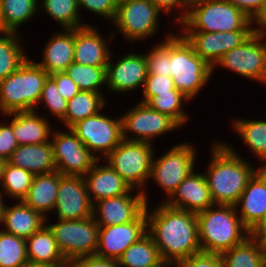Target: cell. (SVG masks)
I'll list each match as a JSON object with an SVG mask.
<instances>
[{
	"mask_svg": "<svg viewBox=\"0 0 266 267\" xmlns=\"http://www.w3.org/2000/svg\"><path fill=\"white\" fill-rule=\"evenodd\" d=\"M150 209V210H149ZM147 232L163 261L177 264L201 252L197 215L160 202L156 208L146 205Z\"/></svg>",
	"mask_w": 266,
	"mask_h": 267,
	"instance_id": "cell-1",
	"label": "cell"
},
{
	"mask_svg": "<svg viewBox=\"0 0 266 267\" xmlns=\"http://www.w3.org/2000/svg\"><path fill=\"white\" fill-rule=\"evenodd\" d=\"M210 148L211 159L204 175L212 200L215 205L235 206L249 180L261 167L256 168L227 141L218 140Z\"/></svg>",
	"mask_w": 266,
	"mask_h": 267,
	"instance_id": "cell-2",
	"label": "cell"
},
{
	"mask_svg": "<svg viewBox=\"0 0 266 267\" xmlns=\"http://www.w3.org/2000/svg\"><path fill=\"white\" fill-rule=\"evenodd\" d=\"M196 215L202 252L221 254L251 234L233 205H214Z\"/></svg>",
	"mask_w": 266,
	"mask_h": 267,
	"instance_id": "cell-3",
	"label": "cell"
},
{
	"mask_svg": "<svg viewBox=\"0 0 266 267\" xmlns=\"http://www.w3.org/2000/svg\"><path fill=\"white\" fill-rule=\"evenodd\" d=\"M49 74L29 58L19 68L0 80V114L34 111Z\"/></svg>",
	"mask_w": 266,
	"mask_h": 267,
	"instance_id": "cell-4",
	"label": "cell"
},
{
	"mask_svg": "<svg viewBox=\"0 0 266 267\" xmlns=\"http://www.w3.org/2000/svg\"><path fill=\"white\" fill-rule=\"evenodd\" d=\"M179 32H232L252 30L250 19L227 0H202L190 5Z\"/></svg>",
	"mask_w": 266,
	"mask_h": 267,
	"instance_id": "cell-5",
	"label": "cell"
},
{
	"mask_svg": "<svg viewBox=\"0 0 266 267\" xmlns=\"http://www.w3.org/2000/svg\"><path fill=\"white\" fill-rule=\"evenodd\" d=\"M171 77L175 88L193 101L212 78L209 66L180 33L171 35Z\"/></svg>",
	"mask_w": 266,
	"mask_h": 267,
	"instance_id": "cell-6",
	"label": "cell"
},
{
	"mask_svg": "<svg viewBox=\"0 0 266 267\" xmlns=\"http://www.w3.org/2000/svg\"><path fill=\"white\" fill-rule=\"evenodd\" d=\"M154 145L145 141L122 139L103 161L113 168L133 189L143 192L148 205L149 193L145 189L150 180Z\"/></svg>",
	"mask_w": 266,
	"mask_h": 267,
	"instance_id": "cell-7",
	"label": "cell"
},
{
	"mask_svg": "<svg viewBox=\"0 0 266 267\" xmlns=\"http://www.w3.org/2000/svg\"><path fill=\"white\" fill-rule=\"evenodd\" d=\"M160 16L162 12L150 0L121 1L111 23L117 29L112 31V35L115 37L116 33H121L129 43L152 38L160 31Z\"/></svg>",
	"mask_w": 266,
	"mask_h": 267,
	"instance_id": "cell-8",
	"label": "cell"
},
{
	"mask_svg": "<svg viewBox=\"0 0 266 267\" xmlns=\"http://www.w3.org/2000/svg\"><path fill=\"white\" fill-rule=\"evenodd\" d=\"M47 223L57 246L70 264L72 261L96 254L98 247L99 225L93 216L82 220H60Z\"/></svg>",
	"mask_w": 266,
	"mask_h": 267,
	"instance_id": "cell-9",
	"label": "cell"
},
{
	"mask_svg": "<svg viewBox=\"0 0 266 267\" xmlns=\"http://www.w3.org/2000/svg\"><path fill=\"white\" fill-rule=\"evenodd\" d=\"M196 156V147L190 142L176 144L157 158L154 152L150 179L155 181L153 183L167 196L161 202L168 200L179 184L196 168Z\"/></svg>",
	"mask_w": 266,
	"mask_h": 267,
	"instance_id": "cell-10",
	"label": "cell"
},
{
	"mask_svg": "<svg viewBox=\"0 0 266 267\" xmlns=\"http://www.w3.org/2000/svg\"><path fill=\"white\" fill-rule=\"evenodd\" d=\"M103 110L70 128L98 160H103L122 140L121 115L113 119L102 114Z\"/></svg>",
	"mask_w": 266,
	"mask_h": 267,
	"instance_id": "cell-11",
	"label": "cell"
},
{
	"mask_svg": "<svg viewBox=\"0 0 266 267\" xmlns=\"http://www.w3.org/2000/svg\"><path fill=\"white\" fill-rule=\"evenodd\" d=\"M122 139L152 143L181 127L169 116L155 111L146 103L138 102L121 115ZM130 134V135H129Z\"/></svg>",
	"mask_w": 266,
	"mask_h": 267,
	"instance_id": "cell-12",
	"label": "cell"
},
{
	"mask_svg": "<svg viewBox=\"0 0 266 267\" xmlns=\"http://www.w3.org/2000/svg\"><path fill=\"white\" fill-rule=\"evenodd\" d=\"M266 37L252 35L242 45L226 52L212 68L224 67L249 81L266 86ZM218 66V67H217Z\"/></svg>",
	"mask_w": 266,
	"mask_h": 267,
	"instance_id": "cell-13",
	"label": "cell"
},
{
	"mask_svg": "<svg viewBox=\"0 0 266 267\" xmlns=\"http://www.w3.org/2000/svg\"><path fill=\"white\" fill-rule=\"evenodd\" d=\"M54 161L62 175L84 176L98 160L71 129L52 131Z\"/></svg>",
	"mask_w": 266,
	"mask_h": 267,
	"instance_id": "cell-14",
	"label": "cell"
},
{
	"mask_svg": "<svg viewBox=\"0 0 266 267\" xmlns=\"http://www.w3.org/2000/svg\"><path fill=\"white\" fill-rule=\"evenodd\" d=\"M111 52L106 66V88L113 94H124L143 88L147 77V59L145 54L128 53L113 61Z\"/></svg>",
	"mask_w": 266,
	"mask_h": 267,
	"instance_id": "cell-15",
	"label": "cell"
},
{
	"mask_svg": "<svg viewBox=\"0 0 266 267\" xmlns=\"http://www.w3.org/2000/svg\"><path fill=\"white\" fill-rule=\"evenodd\" d=\"M60 220H82L93 216V204L82 176L62 175L53 209Z\"/></svg>",
	"mask_w": 266,
	"mask_h": 267,
	"instance_id": "cell-16",
	"label": "cell"
},
{
	"mask_svg": "<svg viewBox=\"0 0 266 267\" xmlns=\"http://www.w3.org/2000/svg\"><path fill=\"white\" fill-rule=\"evenodd\" d=\"M147 233L145 210L132 222L99 228L96 256L118 260L124 251Z\"/></svg>",
	"mask_w": 266,
	"mask_h": 267,
	"instance_id": "cell-17",
	"label": "cell"
},
{
	"mask_svg": "<svg viewBox=\"0 0 266 267\" xmlns=\"http://www.w3.org/2000/svg\"><path fill=\"white\" fill-rule=\"evenodd\" d=\"M199 55L212 68L228 51L242 45L253 34L252 30L232 32H179Z\"/></svg>",
	"mask_w": 266,
	"mask_h": 267,
	"instance_id": "cell-18",
	"label": "cell"
},
{
	"mask_svg": "<svg viewBox=\"0 0 266 267\" xmlns=\"http://www.w3.org/2000/svg\"><path fill=\"white\" fill-rule=\"evenodd\" d=\"M131 189L127 194L101 199L93 204V217L99 227L134 221L146 208L142 191Z\"/></svg>",
	"mask_w": 266,
	"mask_h": 267,
	"instance_id": "cell-19",
	"label": "cell"
},
{
	"mask_svg": "<svg viewBox=\"0 0 266 267\" xmlns=\"http://www.w3.org/2000/svg\"><path fill=\"white\" fill-rule=\"evenodd\" d=\"M242 224L253 233L265 222L266 168H260L249 180L235 205Z\"/></svg>",
	"mask_w": 266,
	"mask_h": 267,
	"instance_id": "cell-20",
	"label": "cell"
},
{
	"mask_svg": "<svg viewBox=\"0 0 266 267\" xmlns=\"http://www.w3.org/2000/svg\"><path fill=\"white\" fill-rule=\"evenodd\" d=\"M108 38L92 24L74 29V62L93 67H106L111 55L109 42L114 36ZM106 38V39H105Z\"/></svg>",
	"mask_w": 266,
	"mask_h": 267,
	"instance_id": "cell-21",
	"label": "cell"
},
{
	"mask_svg": "<svg viewBox=\"0 0 266 267\" xmlns=\"http://www.w3.org/2000/svg\"><path fill=\"white\" fill-rule=\"evenodd\" d=\"M196 168L179 184L173 195L165 201L173 208L199 213L214 206L204 173Z\"/></svg>",
	"mask_w": 266,
	"mask_h": 267,
	"instance_id": "cell-22",
	"label": "cell"
},
{
	"mask_svg": "<svg viewBox=\"0 0 266 267\" xmlns=\"http://www.w3.org/2000/svg\"><path fill=\"white\" fill-rule=\"evenodd\" d=\"M101 162L97 160L83 176L92 204L101 199L125 195L132 189L113 168Z\"/></svg>",
	"mask_w": 266,
	"mask_h": 267,
	"instance_id": "cell-23",
	"label": "cell"
},
{
	"mask_svg": "<svg viewBox=\"0 0 266 267\" xmlns=\"http://www.w3.org/2000/svg\"><path fill=\"white\" fill-rule=\"evenodd\" d=\"M11 118V126L19 145L43 144L51 140L53 125L50 119L36 111L12 112L2 115Z\"/></svg>",
	"mask_w": 266,
	"mask_h": 267,
	"instance_id": "cell-24",
	"label": "cell"
},
{
	"mask_svg": "<svg viewBox=\"0 0 266 267\" xmlns=\"http://www.w3.org/2000/svg\"><path fill=\"white\" fill-rule=\"evenodd\" d=\"M38 63L49 75L63 72L74 62V29H63L50 36Z\"/></svg>",
	"mask_w": 266,
	"mask_h": 267,
	"instance_id": "cell-25",
	"label": "cell"
},
{
	"mask_svg": "<svg viewBox=\"0 0 266 267\" xmlns=\"http://www.w3.org/2000/svg\"><path fill=\"white\" fill-rule=\"evenodd\" d=\"M7 162L33 175L57 171L51 141L43 144L19 145Z\"/></svg>",
	"mask_w": 266,
	"mask_h": 267,
	"instance_id": "cell-26",
	"label": "cell"
},
{
	"mask_svg": "<svg viewBox=\"0 0 266 267\" xmlns=\"http://www.w3.org/2000/svg\"><path fill=\"white\" fill-rule=\"evenodd\" d=\"M45 224L46 218L23 201H16L12 206L5 205L0 223L3 231L24 239L29 238Z\"/></svg>",
	"mask_w": 266,
	"mask_h": 267,
	"instance_id": "cell-27",
	"label": "cell"
},
{
	"mask_svg": "<svg viewBox=\"0 0 266 267\" xmlns=\"http://www.w3.org/2000/svg\"><path fill=\"white\" fill-rule=\"evenodd\" d=\"M59 181V171L34 175L31 187L22 201L34 211L41 213L48 221L51 215L49 212H53L57 201Z\"/></svg>",
	"mask_w": 266,
	"mask_h": 267,
	"instance_id": "cell-28",
	"label": "cell"
},
{
	"mask_svg": "<svg viewBox=\"0 0 266 267\" xmlns=\"http://www.w3.org/2000/svg\"><path fill=\"white\" fill-rule=\"evenodd\" d=\"M28 263L42 265H69L61 254L50 228L45 224L26 239Z\"/></svg>",
	"mask_w": 266,
	"mask_h": 267,
	"instance_id": "cell-29",
	"label": "cell"
},
{
	"mask_svg": "<svg viewBox=\"0 0 266 267\" xmlns=\"http://www.w3.org/2000/svg\"><path fill=\"white\" fill-rule=\"evenodd\" d=\"M220 255L224 267H264L266 250L251 233L241 243Z\"/></svg>",
	"mask_w": 266,
	"mask_h": 267,
	"instance_id": "cell-30",
	"label": "cell"
},
{
	"mask_svg": "<svg viewBox=\"0 0 266 267\" xmlns=\"http://www.w3.org/2000/svg\"><path fill=\"white\" fill-rule=\"evenodd\" d=\"M231 126L234 133L238 134L255 155L254 157L257 156L260 167L266 168V119L245 120L237 117L232 121Z\"/></svg>",
	"mask_w": 266,
	"mask_h": 267,
	"instance_id": "cell-31",
	"label": "cell"
},
{
	"mask_svg": "<svg viewBox=\"0 0 266 267\" xmlns=\"http://www.w3.org/2000/svg\"><path fill=\"white\" fill-rule=\"evenodd\" d=\"M106 101L107 97L101 93L79 91L68 101L66 114L59 123L70 129L79 121L100 112L108 104Z\"/></svg>",
	"mask_w": 266,
	"mask_h": 267,
	"instance_id": "cell-32",
	"label": "cell"
},
{
	"mask_svg": "<svg viewBox=\"0 0 266 267\" xmlns=\"http://www.w3.org/2000/svg\"><path fill=\"white\" fill-rule=\"evenodd\" d=\"M0 8L2 32L19 33L22 24L40 14L39 0H0Z\"/></svg>",
	"mask_w": 266,
	"mask_h": 267,
	"instance_id": "cell-33",
	"label": "cell"
},
{
	"mask_svg": "<svg viewBox=\"0 0 266 267\" xmlns=\"http://www.w3.org/2000/svg\"><path fill=\"white\" fill-rule=\"evenodd\" d=\"M162 261L159 250L148 232L130 245L118 259L120 267H154Z\"/></svg>",
	"mask_w": 266,
	"mask_h": 267,
	"instance_id": "cell-34",
	"label": "cell"
},
{
	"mask_svg": "<svg viewBox=\"0 0 266 267\" xmlns=\"http://www.w3.org/2000/svg\"><path fill=\"white\" fill-rule=\"evenodd\" d=\"M39 10V13L42 11L48 14L62 29H76L88 25L81 19L78 0H39Z\"/></svg>",
	"mask_w": 266,
	"mask_h": 267,
	"instance_id": "cell-35",
	"label": "cell"
},
{
	"mask_svg": "<svg viewBox=\"0 0 266 267\" xmlns=\"http://www.w3.org/2000/svg\"><path fill=\"white\" fill-rule=\"evenodd\" d=\"M20 37L17 32L0 33V80L5 79L16 71L28 57L22 47Z\"/></svg>",
	"mask_w": 266,
	"mask_h": 267,
	"instance_id": "cell-36",
	"label": "cell"
},
{
	"mask_svg": "<svg viewBox=\"0 0 266 267\" xmlns=\"http://www.w3.org/2000/svg\"><path fill=\"white\" fill-rule=\"evenodd\" d=\"M34 175L20 167L13 166L7 161L4 165L0 180V191L12 200L22 201L31 187Z\"/></svg>",
	"mask_w": 266,
	"mask_h": 267,
	"instance_id": "cell-37",
	"label": "cell"
},
{
	"mask_svg": "<svg viewBox=\"0 0 266 267\" xmlns=\"http://www.w3.org/2000/svg\"><path fill=\"white\" fill-rule=\"evenodd\" d=\"M65 72L80 91L96 92L103 95L102 90L106 87V67H93L72 62Z\"/></svg>",
	"mask_w": 266,
	"mask_h": 267,
	"instance_id": "cell-38",
	"label": "cell"
},
{
	"mask_svg": "<svg viewBox=\"0 0 266 267\" xmlns=\"http://www.w3.org/2000/svg\"><path fill=\"white\" fill-rule=\"evenodd\" d=\"M189 101L191 102L183 93H164L151 97L146 104L172 118L182 129L189 121V115L184 110V105Z\"/></svg>",
	"mask_w": 266,
	"mask_h": 267,
	"instance_id": "cell-39",
	"label": "cell"
},
{
	"mask_svg": "<svg viewBox=\"0 0 266 267\" xmlns=\"http://www.w3.org/2000/svg\"><path fill=\"white\" fill-rule=\"evenodd\" d=\"M27 263L26 239L0 229V267H23Z\"/></svg>",
	"mask_w": 266,
	"mask_h": 267,
	"instance_id": "cell-40",
	"label": "cell"
},
{
	"mask_svg": "<svg viewBox=\"0 0 266 267\" xmlns=\"http://www.w3.org/2000/svg\"><path fill=\"white\" fill-rule=\"evenodd\" d=\"M173 32H167L165 40L158 41L153 44L150 51L145 53L147 59V74L162 75L171 77V35Z\"/></svg>",
	"mask_w": 266,
	"mask_h": 267,
	"instance_id": "cell-41",
	"label": "cell"
},
{
	"mask_svg": "<svg viewBox=\"0 0 266 267\" xmlns=\"http://www.w3.org/2000/svg\"><path fill=\"white\" fill-rule=\"evenodd\" d=\"M67 101L58 92L56 83L48 77L45 81L44 87L42 89L41 98L37 104V108L34 111L38 112V106L42 105L46 107V110L51 117H55L56 122H60L67 111Z\"/></svg>",
	"mask_w": 266,
	"mask_h": 267,
	"instance_id": "cell-42",
	"label": "cell"
},
{
	"mask_svg": "<svg viewBox=\"0 0 266 267\" xmlns=\"http://www.w3.org/2000/svg\"><path fill=\"white\" fill-rule=\"evenodd\" d=\"M142 103H146L151 97L164 93H182L175 88L172 77L147 74L143 85Z\"/></svg>",
	"mask_w": 266,
	"mask_h": 267,
	"instance_id": "cell-43",
	"label": "cell"
},
{
	"mask_svg": "<svg viewBox=\"0 0 266 267\" xmlns=\"http://www.w3.org/2000/svg\"><path fill=\"white\" fill-rule=\"evenodd\" d=\"M79 10L91 12L93 15L104 17L112 23L117 13L118 2L116 0H78ZM107 18V19H106Z\"/></svg>",
	"mask_w": 266,
	"mask_h": 267,
	"instance_id": "cell-44",
	"label": "cell"
},
{
	"mask_svg": "<svg viewBox=\"0 0 266 267\" xmlns=\"http://www.w3.org/2000/svg\"><path fill=\"white\" fill-rule=\"evenodd\" d=\"M176 267H224L220 254L199 252L181 260Z\"/></svg>",
	"mask_w": 266,
	"mask_h": 267,
	"instance_id": "cell-45",
	"label": "cell"
},
{
	"mask_svg": "<svg viewBox=\"0 0 266 267\" xmlns=\"http://www.w3.org/2000/svg\"><path fill=\"white\" fill-rule=\"evenodd\" d=\"M161 12L165 15L173 14V10L176 8L179 12V16L176 15L174 19L176 25L180 24L188 15L190 5L186 0H150ZM181 11V12H180ZM181 14V15H180Z\"/></svg>",
	"mask_w": 266,
	"mask_h": 267,
	"instance_id": "cell-46",
	"label": "cell"
},
{
	"mask_svg": "<svg viewBox=\"0 0 266 267\" xmlns=\"http://www.w3.org/2000/svg\"><path fill=\"white\" fill-rule=\"evenodd\" d=\"M10 123L0 122V157L7 161L14 150L19 146L16 141L13 129Z\"/></svg>",
	"mask_w": 266,
	"mask_h": 267,
	"instance_id": "cell-47",
	"label": "cell"
},
{
	"mask_svg": "<svg viewBox=\"0 0 266 267\" xmlns=\"http://www.w3.org/2000/svg\"><path fill=\"white\" fill-rule=\"evenodd\" d=\"M49 77L56 83L58 92L67 102L80 91L65 71L52 73Z\"/></svg>",
	"mask_w": 266,
	"mask_h": 267,
	"instance_id": "cell-48",
	"label": "cell"
},
{
	"mask_svg": "<svg viewBox=\"0 0 266 267\" xmlns=\"http://www.w3.org/2000/svg\"><path fill=\"white\" fill-rule=\"evenodd\" d=\"M69 267H120L118 260L85 256L72 261Z\"/></svg>",
	"mask_w": 266,
	"mask_h": 267,
	"instance_id": "cell-49",
	"label": "cell"
},
{
	"mask_svg": "<svg viewBox=\"0 0 266 267\" xmlns=\"http://www.w3.org/2000/svg\"><path fill=\"white\" fill-rule=\"evenodd\" d=\"M250 24L253 35L266 37V1L252 16Z\"/></svg>",
	"mask_w": 266,
	"mask_h": 267,
	"instance_id": "cell-50",
	"label": "cell"
},
{
	"mask_svg": "<svg viewBox=\"0 0 266 267\" xmlns=\"http://www.w3.org/2000/svg\"><path fill=\"white\" fill-rule=\"evenodd\" d=\"M241 10L249 19L258 11L266 0H227Z\"/></svg>",
	"mask_w": 266,
	"mask_h": 267,
	"instance_id": "cell-51",
	"label": "cell"
},
{
	"mask_svg": "<svg viewBox=\"0 0 266 267\" xmlns=\"http://www.w3.org/2000/svg\"><path fill=\"white\" fill-rule=\"evenodd\" d=\"M253 234L257 237L260 244L266 250V222H264L259 228H257Z\"/></svg>",
	"mask_w": 266,
	"mask_h": 267,
	"instance_id": "cell-52",
	"label": "cell"
},
{
	"mask_svg": "<svg viewBox=\"0 0 266 267\" xmlns=\"http://www.w3.org/2000/svg\"><path fill=\"white\" fill-rule=\"evenodd\" d=\"M23 267H69V265H42V264L27 263Z\"/></svg>",
	"mask_w": 266,
	"mask_h": 267,
	"instance_id": "cell-53",
	"label": "cell"
},
{
	"mask_svg": "<svg viewBox=\"0 0 266 267\" xmlns=\"http://www.w3.org/2000/svg\"><path fill=\"white\" fill-rule=\"evenodd\" d=\"M4 194L0 191V223L2 221V216H3V212H4V208H5V202H4Z\"/></svg>",
	"mask_w": 266,
	"mask_h": 267,
	"instance_id": "cell-54",
	"label": "cell"
},
{
	"mask_svg": "<svg viewBox=\"0 0 266 267\" xmlns=\"http://www.w3.org/2000/svg\"><path fill=\"white\" fill-rule=\"evenodd\" d=\"M154 267H176V264L167 262V261H162L160 264L154 266Z\"/></svg>",
	"mask_w": 266,
	"mask_h": 267,
	"instance_id": "cell-55",
	"label": "cell"
},
{
	"mask_svg": "<svg viewBox=\"0 0 266 267\" xmlns=\"http://www.w3.org/2000/svg\"><path fill=\"white\" fill-rule=\"evenodd\" d=\"M5 163L6 161L0 157V180H1L2 171H3Z\"/></svg>",
	"mask_w": 266,
	"mask_h": 267,
	"instance_id": "cell-56",
	"label": "cell"
},
{
	"mask_svg": "<svg viewBox=\"0 0 266 267\" xmlns=\"http://www.w3.org/2000/svg\"><path fill=\"white\" fill-rule=\"evenodd\" d=\"M188 2L189 5H192L196 2L202 1V0H186Z\"/></svg>",
	"mask_w": 266,
	"mask_h": 267,
	"instance_id": "cell-57",
	"label": "cell"
},
{
	"mask_svg": "<svg viewBox=\"0 0 266 267\" xmlns=\"http://www.w3.org/2000/svg\"><path fill=\"white\" fill-rule=\"evenodd\" d=\"M2 32V22H1V8H0V33Z\"/></svg>",
	"mask_w": 266,
	"mask_h": 267,
	"instance_id": "cell-58",
	"label": "cell"
}]
</instances>
